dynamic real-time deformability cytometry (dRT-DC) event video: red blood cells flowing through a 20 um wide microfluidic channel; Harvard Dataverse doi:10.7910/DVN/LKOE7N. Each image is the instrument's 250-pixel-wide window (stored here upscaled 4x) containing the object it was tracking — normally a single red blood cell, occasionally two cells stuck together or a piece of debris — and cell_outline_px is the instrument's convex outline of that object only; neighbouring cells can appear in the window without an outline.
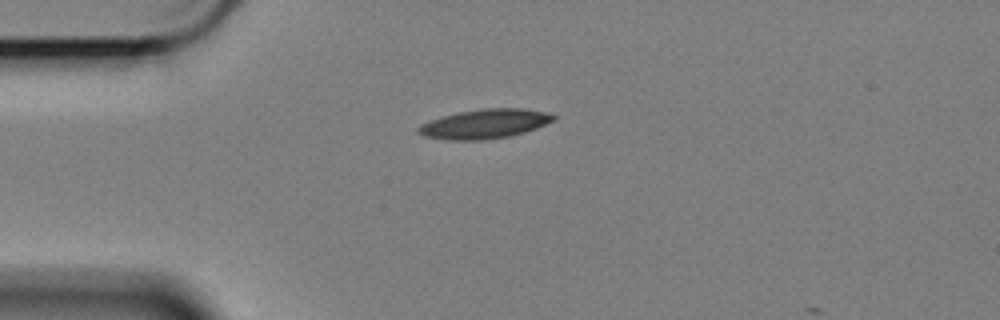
{"species": "Egyptian fruit bat (a non-hibernating species)", "species_latin": "Rousettus aegyptiacus", "temperature_condition": "cold", "stored_images_in_passage": 38, "camera_frame_rate_fps": 3000, "um_per_image_px": 0.085, "animal": {"sex": "female"}, "frame": {"image": 1, "passage_image": 1, "time_ms": 0.0, "image_size_px": [1000, 320], "cell_outline_px": [[556, 120], [536, 128], [512, 136], [480, 140], [448, 140], [424, 136], [416, 128], [420, 124], [444, 116], [460, 112], [480, 108], [524, 108], [544, 112], [556, 116]], "centroid_in_image_um": [41.23, 10.53], "position_along_channel_um": 43.8, "area_um2": 23.0}}
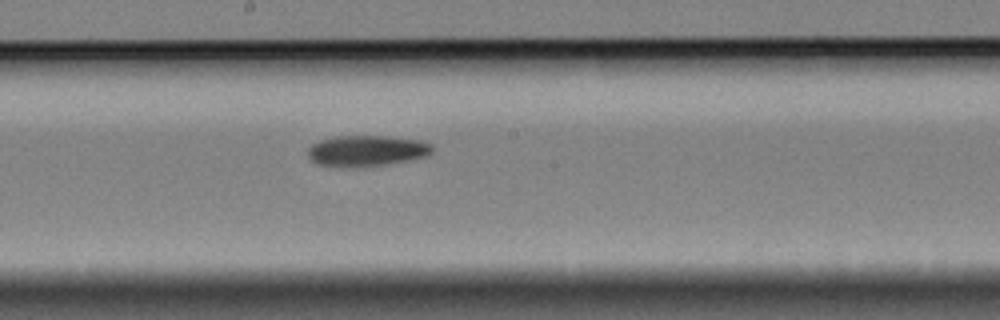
{"frame": {"image": 2, "passage_image": 18, "time_ms": 5.667, "image_size_px": [1000, 320], "cell_outline_px": [[432, 152], [428, 156], [388, 164], [364, 168], [340, 168], [316, 164], [308, 156], [308, 148], [312, 144], [320, 140], [336, 136], [384, 136], [420, 140], [432, 144]], "centroid_in_image_um": [31.14, 12.84], "position_along_channel_um": 217.1, "area_um2": 22.89}}
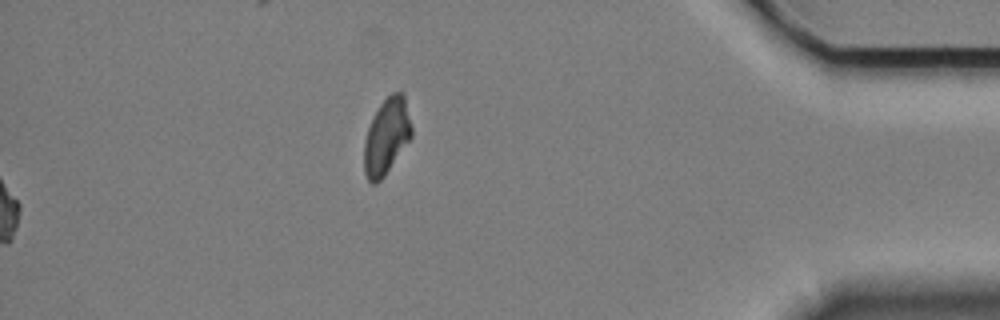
{"frame": {"image": 3, "passage_image": 38, "time_ms": 12.333, "image_size_px": [1000, 320], "cell_outline_px": [[412, 136], [384, 176], [376, 184], [372, 184], [368, 180], [364, 172], [364, 140], [372, 116], [380, 104], [392, 92], [404, 92], [412, 128]], "centroid_in_image_um": [32.85, 11.58], "position_along_channel_um": 402.4, "area_um2": 21.04}}